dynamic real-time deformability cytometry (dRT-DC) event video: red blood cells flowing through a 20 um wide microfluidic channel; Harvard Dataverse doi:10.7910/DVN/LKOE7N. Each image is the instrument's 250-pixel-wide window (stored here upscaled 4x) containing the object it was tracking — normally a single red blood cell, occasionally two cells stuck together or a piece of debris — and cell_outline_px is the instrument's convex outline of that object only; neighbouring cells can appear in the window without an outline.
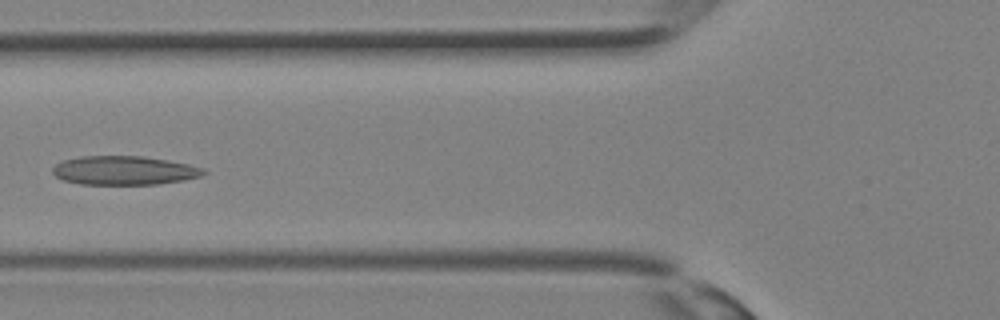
{"species": "Egyptian fruit bat (a non-hibernating species)", "species_latin": "Rousettus aegyptiacus", "temperature_condition": "room temperature", "stored_images_in_passage": 33, "camera_frame_rate_fps": 3000, "um_per_image_px": 0.085, "animal": {"sex": "female"}, "frame": {"image": 1, "passage_image": 13, "time_ms": 4.0, "image_size_px": [1000, 320], "cell_outline_px": [[208, 172], [200, 176], [180, 180], [156, 184], [80, 184], [64, 180], [56, 176], [52, 172], [52, 168], [56, 164], [64, 160], [80, 156], [144, 156], [168, 160], [188, 164], [204, 168]], "centroid_in_image_um": [10.54, 14.48], "position_along_channel_um": 115.3, "area_um2": 25.26}}
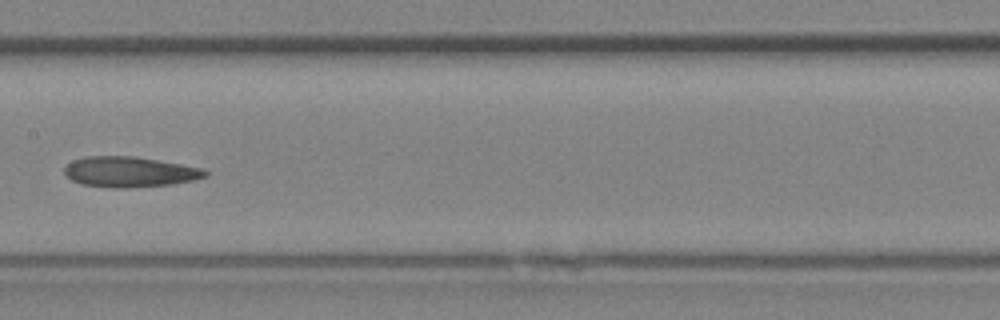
{"frame": {"image": 2, "passage_image": 17, "time_ms": 5.333, "image_size_px": [1000, 320], "cell_outline_px": [[208, 176], [192, 180], [172, 184], [128, 188], [116, 188], [84, 184], [72, 180], [64, 172], [64, 168], [72, 160], [84, 156], [136, 156], [204, 168], [208, 172]], "centroid_in_image_um": [11.04, 14.6], "position_along_channel_um": 196.4, "area_um2": 24.97}}
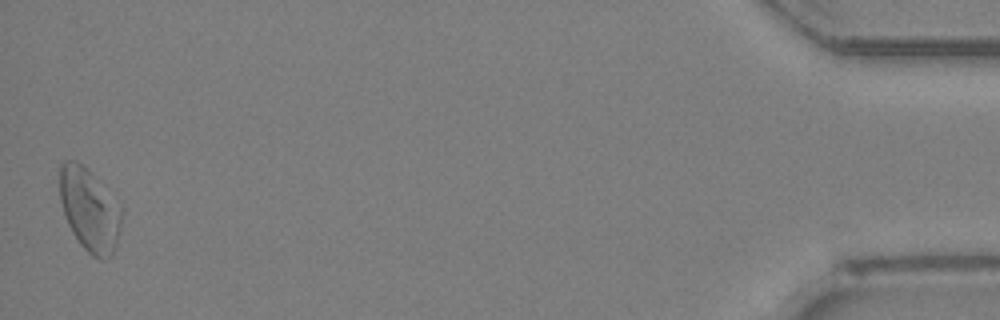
{"frame": {"image": 3, "passage_image": 33, "time_ms": 10.667, "image_size_px": [1000, 320], "cell_outline_px": [[124, 212], [116, 244], [112, 256], [100, 260], [92, 256], [80, 244], [72, 232], [64, 216], [60, 200], [60, 164], [64, 160], [76, 160], [124, 208]], "centroid_in_image_um": [7.62, 17.88], "position_along_channel_um": 427.6, "area_um2": 29.71}}